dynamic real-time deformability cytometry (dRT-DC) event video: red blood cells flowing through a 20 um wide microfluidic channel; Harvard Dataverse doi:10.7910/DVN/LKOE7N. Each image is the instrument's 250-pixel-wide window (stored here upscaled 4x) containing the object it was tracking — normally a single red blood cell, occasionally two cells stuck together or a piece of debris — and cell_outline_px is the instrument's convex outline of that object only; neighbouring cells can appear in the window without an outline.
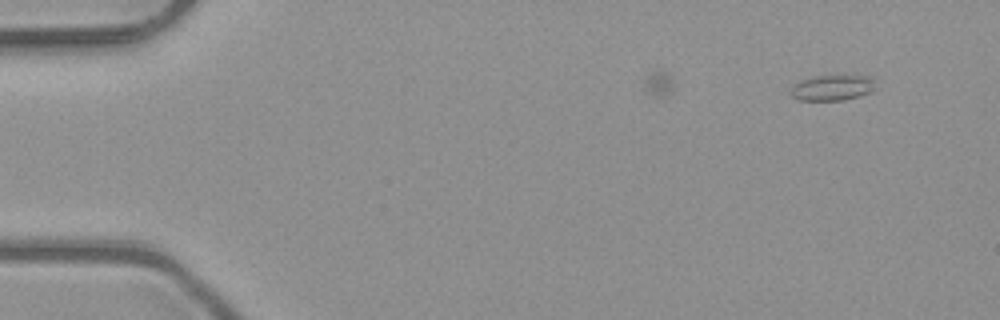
{"species": "common noctule bat (a hibernating species)", "species_latin": "Nyctalus noctula", "temperature_condition": "room temperature", "stored_images_in_passage": 6, "camera_frame_rate_fps": 3000, "um_per_image_px": 0.085, "animal": {"sex": "male", "body_mass_g": 23.1, "forearm_length_mm": 52.7}, "frame": {"image": 1, "passage_image": 1, "time_ms": 0.0, "image_size_px": [1000, 320], "cell_outline_px": [[872, 92], [860, 96], [840, 100], [800, 100], [792, 96], [788, 92], [800, 80], [816, 76], [872, 76]], "centroid_in_image_um": [70.71, 7.46], "position_along_channel_um": 14.3, "area_um2": 12.37}}
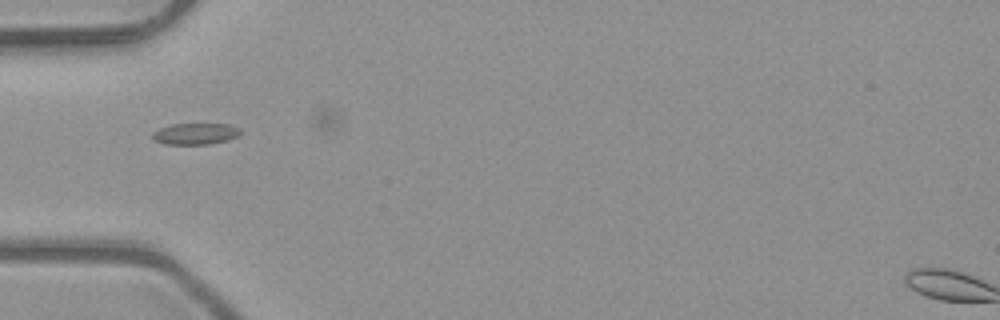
{"frame": {"image": 2, "passage_image": 4, "time_ms": 1.0, "image_size_px": [1000, 320], "cell_outline_px": [[244, 132], [228, 140], [208, 144], [164, 144], [156, 140], [152, 136], [152, 132], [160, 128], [172, 124], [228, 124], [240, 128]], "centroid_in_image_um": [16.64, 11.36], "position_along_channel_um": 68.4, "area_um2": 10.92}}
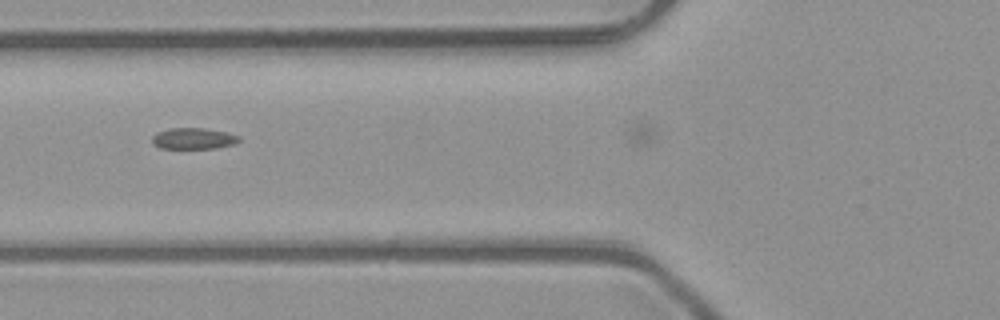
{"frame": {"image": 3, "passage_image": 5, "time_ms": 1.333, "image_size_px": [1000, 320], "cell_outline_px": [[240, 140], [232, 144], [216, 148], [160, 148], [152, 144], [152, 136], [156, 132], [172, 128], [204, 128], [228, 132], [240, 136]], "centroid_in_image_um": [16.43, 11.76], "position_along_channel_um": 109.4, "area_um2": 10.75}}